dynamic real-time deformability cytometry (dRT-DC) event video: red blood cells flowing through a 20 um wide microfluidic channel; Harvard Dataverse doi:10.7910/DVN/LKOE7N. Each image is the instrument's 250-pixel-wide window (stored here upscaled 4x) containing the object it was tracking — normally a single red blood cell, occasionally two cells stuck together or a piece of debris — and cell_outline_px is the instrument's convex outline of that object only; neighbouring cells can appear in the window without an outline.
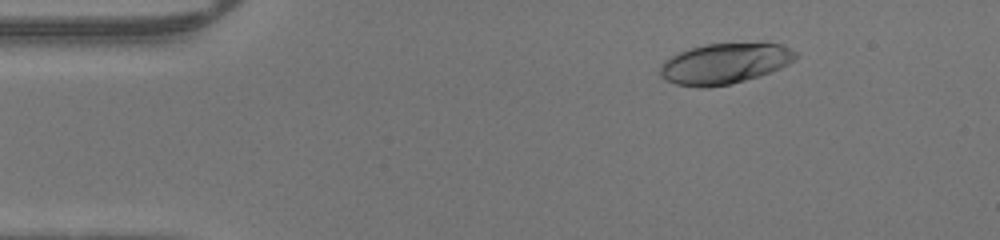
{"species": "human", "species_latin": "Homo sapiens", "temperature_condition": "warm", "stored_images_in_passage": 48, "camera_frame_rate_fps": 3000, "um_per_image_px": 0.085, "donor": {"sex": "male"}, "frame": {"image": 1, "passage_image": 7, "time_ms": 2.0, "image_size_px": [1000, 240], "cell_outline_px": [[796, 56], [788, 64], [780, 68], [760, 76], [732, 84], [708, 88], [700, 88], [676, 84], [660, 76], [660, 64], [664, 60], [680, 52], [704, 44], [784, 44], [796, 52]], "centroid_in_image_um": [61.57, 5.43], "position_along_channel_um": 23.4, "area_um2": 31.85}}
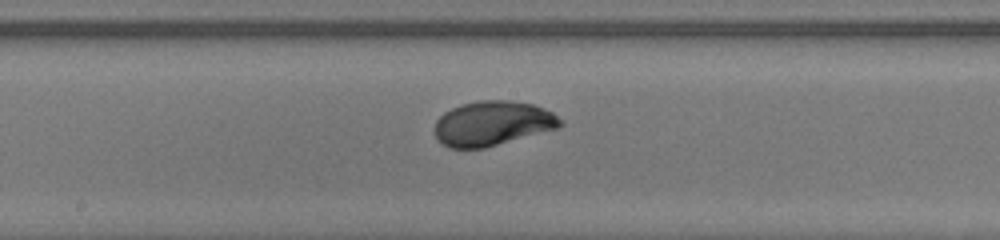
{"frame": {"image": 2, "passage_image": 25, "time_ms": 8.0, "image_size_px": [1000, 240], "cell_outline_px": [[564, 124], [560, 128], [484, 148], [448, 148], [436, 140], [432, 132], [432, 128], [436, 120], [444, 112], [460, 104], [480, 100], [508, 100], [532, 104], [544, 108], [552, 112], [564, 120]], "centroid_in_image_um": [41.84, 10.49], "position_along_channel_um": 206.4, "area_um2": 33.29}}
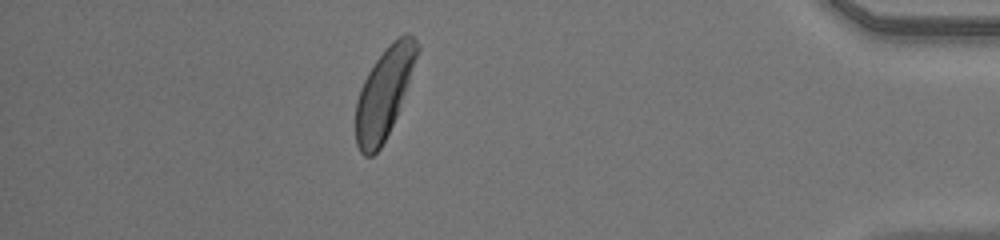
{"frame": {"image": 3, "passage_image": 42, "time_ms": 13.667, "image_size_px": [1000, 240], "cell_outline_px": [[420, 48], [408, 84], [396, 116], [380, 148], [372, 156], [364, 156], [360, 152], [356, 144], [356, 100], [360, 88], [368, 72], [376, 60], [388, 44], [392, 40], [404, 32], [408, 32], [420, 44]], "centroid_in_image_um": [32.65, 7.86], "position_along_channel_um": 402.5, "area_um2": 31.96}}